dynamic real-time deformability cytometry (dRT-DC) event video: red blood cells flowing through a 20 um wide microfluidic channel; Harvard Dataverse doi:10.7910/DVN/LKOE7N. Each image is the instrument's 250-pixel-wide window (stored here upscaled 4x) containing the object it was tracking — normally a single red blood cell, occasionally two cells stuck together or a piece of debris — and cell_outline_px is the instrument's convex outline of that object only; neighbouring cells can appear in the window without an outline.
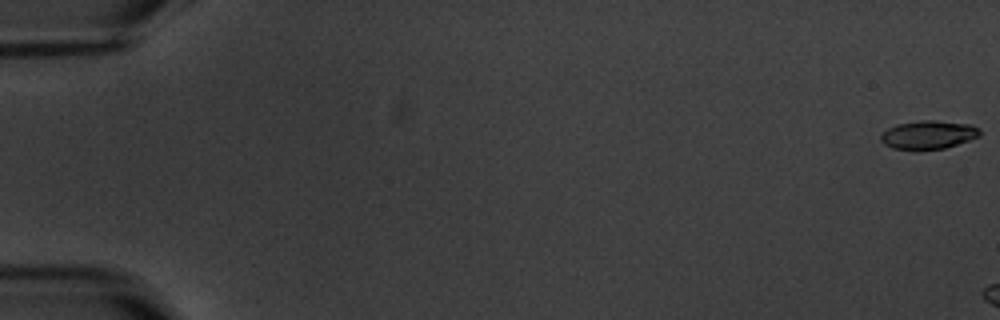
{"species": "common noctule bat (a hibernating species)", "species_latin": "Nyctalus noctula", "temperature_condition": "warm", "stored_images_in_passage": 4, "camera_frame_rate_fps": 3000, "um_per_image_px": 0.085, "animal": {"sex": "male", "body_mass_g": 20.1, "forearm_length_mm": 53.5}, "frame": {"image": 1, "passage_image": 1, "time_ms": 0.0, "image_size_px": [1000, 320], "cell_outline_px": [[980, 136], [944, 148], [892, 148], [884, 144], [880, 140], [880, 132], [896, 124], [920, 120], [936, 120], [972, 124], [980, 128]], "centroid_in_image_um": [78.9, 11.41], "position_along_channel_um": 6.1, "area_um2": 16.24}}